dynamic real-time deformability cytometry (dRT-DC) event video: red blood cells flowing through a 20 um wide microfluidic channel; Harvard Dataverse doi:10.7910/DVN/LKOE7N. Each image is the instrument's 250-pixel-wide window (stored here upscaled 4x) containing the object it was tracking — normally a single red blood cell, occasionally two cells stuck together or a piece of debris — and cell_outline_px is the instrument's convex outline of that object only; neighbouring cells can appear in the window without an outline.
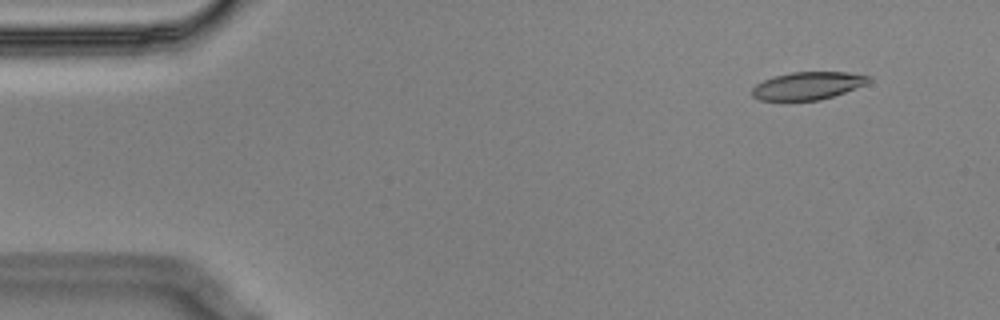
{"species": "Egyptian fruit bat (a non-hibernating species)", "species_latin": "Rousettus aegyptiacus", "temperature_condition": "cold", "stored_images_in_passage": 56, "camera_frame_rate_fps": 3000, "um_per_image_px": 0.085, "animal": {"sex": "male"}, "frame": {"image": 1, "passage_image": 5, "time_ms": 1.333, "image_size_px": [1000, 320], "cell_outline_px": [[872, 80], [868, 84], [820, 100], [760, 100], [752, 96], [752, 88], [756, 84], [764, 80], [776, 76], [792, 72], [848, 72], [872, 76]], "centroid_in_image_um": [68.71, 7.28], "position_along_channel_um": 16.3, "area_um2": 18.79}}
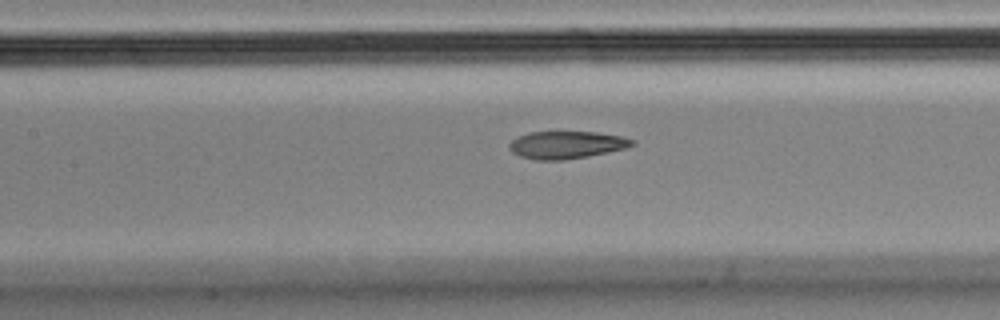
{"frame": {"image": 2, "passage_image": 25, "time_ms": 8.0, "image_size_px": [1000, 320], "cell_outline_px": [[636, 144], [624, 148], [588, 156], [560, 160], [536, 160], [520, 156], [512, 152], [508, 148], [508, 144], [512, 140], [528, 132], [596, 132], [620, 136], [636, 140]], "centroid_in_image_um": [48.13, 12.31], "position_along_channel_um": 159.3, "area_um2": 19.54}}
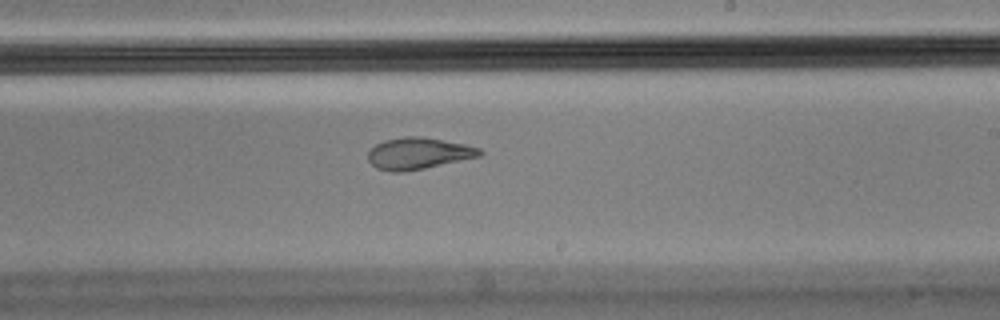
{"frame": {"image": 3, "passage_image": 33, "time_ms": 10.667, "image_size_px": [1000, 320], "cell_outline_px": [[484, 152], [480, 156], [424, 168], [404, 172], [392, 172], [376, 168], [368, 160], [368, 152], [376, 144], [384, 140], [404, 136], [420, 136], [464, 144], [480, 148]], "centroid_in_image_um": [35.54, 13.04], "position_along_channel_um": 253.5, "area_um2": 20.46}, "authors_computed_cell_mechanics": {"area_um2": 20.5479, "velocity_mm_per_s": 3.5478, "shape_relaxation_time_tau1_ms": null, "shape_relaxation_time_tau2_ms": 2.2494, "deformation_change_tau1": null, "deformation_change_tau2": 0.0726}}